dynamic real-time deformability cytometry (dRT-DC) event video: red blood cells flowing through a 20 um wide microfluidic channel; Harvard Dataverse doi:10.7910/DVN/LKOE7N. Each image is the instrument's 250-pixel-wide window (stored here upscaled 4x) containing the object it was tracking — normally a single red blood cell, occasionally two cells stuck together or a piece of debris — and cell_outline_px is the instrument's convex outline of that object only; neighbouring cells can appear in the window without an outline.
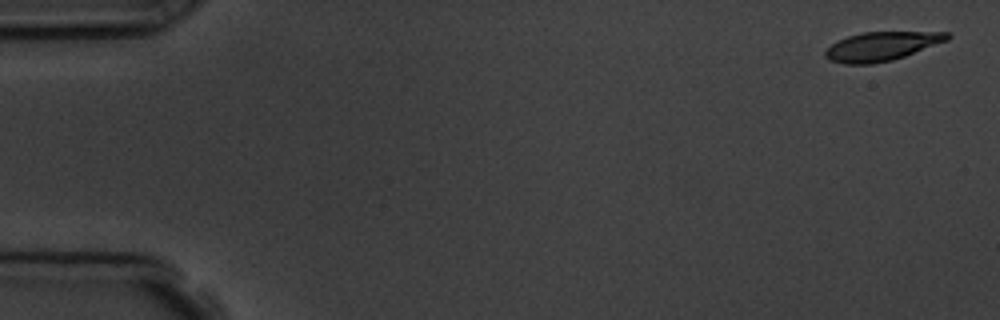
{"species": "common noctule bat (a hibernating species)", "species_latin": "Nyctalus noctula", "temperature_condition": "room temperature", "stored_images_in_passage": 4, "camera_frame_rate_fps": 3000, "um_per_image_px": 0.085, "animal": {"sex": "male", "body_mass_g": 19.5, "forearm_length_mm": 54.6}, "frame": {"image": 1, "passage_image": 1, "time_ms": 0.0, "image_size_px": [1000, 320], "cell_outline_px": [[952, 36], [948, 40], [904, 56], [892, 60], [872, 64], [844, 64], [828, 60], [824, 56], [824, 52], [832, 44], [848, 36], [864, 32], [948, 32]], "centroid_in_image_um": [74.92, 3.94], "position_along_channel_um": 10.1, "area_um2": 20.4}}
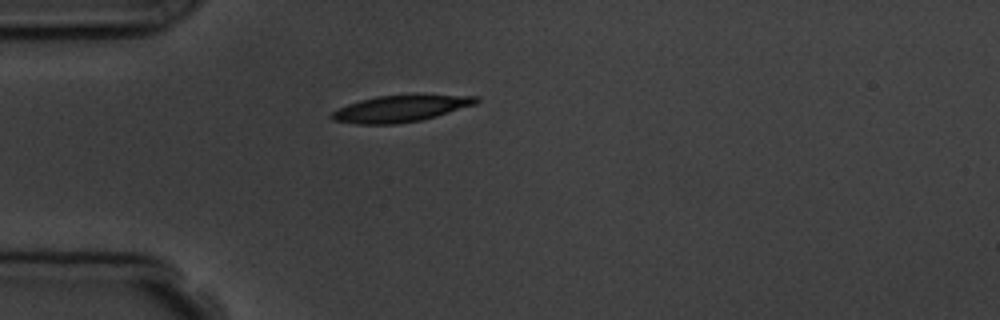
{"frame": {"image": 2, "passage_image": 4, "time_ms": 4.333, "image_size_px": [1000, 320], "cell_outline_px": [[480, 100], [476, 104], [436, 116], [420, 120], [392, 124], [356, 124], [332, 120], [328, 116], [332, 112], [348, 104], [360, 100], [376, 96], [416, 92], [480, 96]], "centroid_in_image_um": [34.12, 9.17], "position_along_channel_um": 50.9, "area_um2": 23.29}}